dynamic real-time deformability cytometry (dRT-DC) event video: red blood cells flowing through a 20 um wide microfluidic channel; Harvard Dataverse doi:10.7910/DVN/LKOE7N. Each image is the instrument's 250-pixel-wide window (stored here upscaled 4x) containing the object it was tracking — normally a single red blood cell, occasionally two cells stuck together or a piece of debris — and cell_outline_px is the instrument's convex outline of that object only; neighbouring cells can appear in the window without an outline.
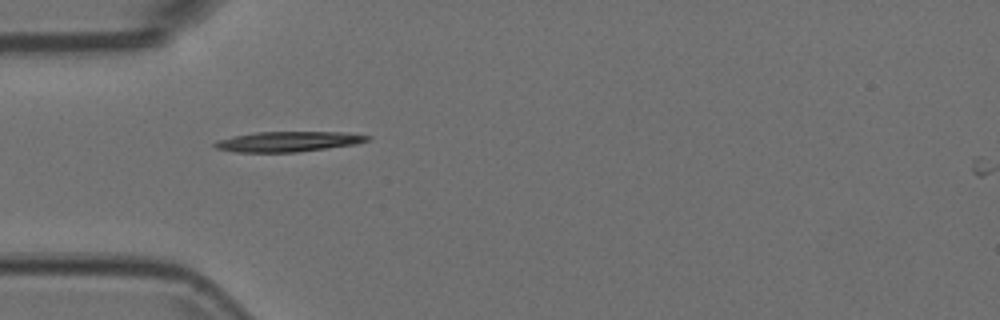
{"species": "Egyptian fruit bat (a non-hibernating species)", "species_latin": "Rousettus aegyptiacus", "temperature_condition": "room temperature", "stored_images_in_passage": 36, "camera_frame_rate_fps": 3000, "um_per_image_px": 0.085, "animal": {"sex": "female"}, "frame": {"image": 1, "passage_image": 1, "time_ms": 0.0, "image_size_px": [1000, 320], "cell_outline_px": [[372, 136], [368, 140], [356, 144], [296, 152], [236, 152], [216, 148], [212, 144], [216, 140], [232, 136], [256, 132], [340, 132]], "centroid_in_image_um": [24.44, 12.03], "position_along_channel_um": 60.6, "area_um2": 17.86}}
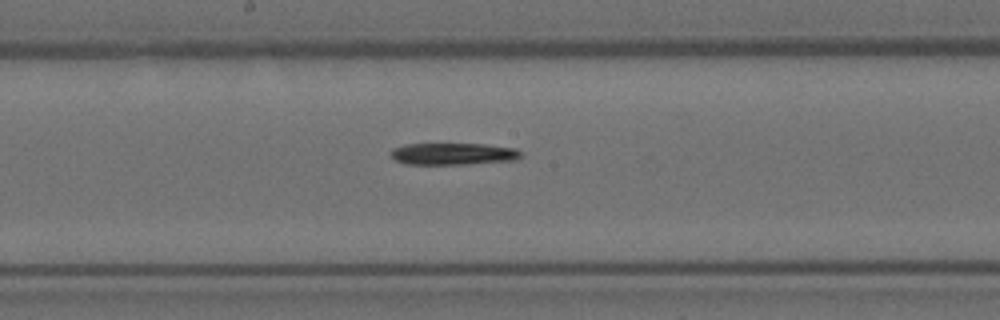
{"frame": {"image": 2, "passage_image": 13, "time_ms": 4.0, "image_size_px": [1000, 320], "cell_outline_px": [[520, 156], [516, 160], [468, 164], [404, 164], [388, 156], [388, 152], [392, 148], [404, 144], [484, 144], [516, 148], [520, 152]], "centroid_in_image_um": [38.44, 13.08], "position_along_channel_um": 209.8, "area_um2": 16.76}}
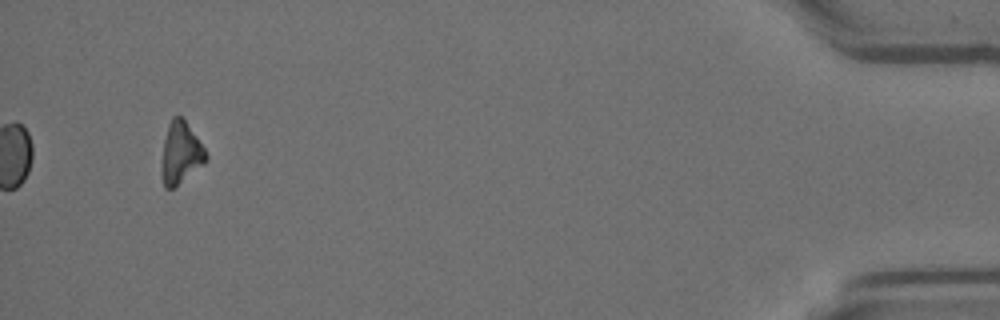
{"frame": {"image": 3, "passage_image": 36, "time_ms": 11.667, "image_size_px": [1000, 320], "cell_outline_px": [[208, 156], [204, 164], [172, 188], [164, 188], [160, 168], [164, 140], [168, 124], [172, 116], [180, 116], [184, 120], [196, 136], [204, 148]], "centroid_in_image_um": [15.33, 13.0], "position_along_channel_um": 419.9, "area_um2": 15.78}}